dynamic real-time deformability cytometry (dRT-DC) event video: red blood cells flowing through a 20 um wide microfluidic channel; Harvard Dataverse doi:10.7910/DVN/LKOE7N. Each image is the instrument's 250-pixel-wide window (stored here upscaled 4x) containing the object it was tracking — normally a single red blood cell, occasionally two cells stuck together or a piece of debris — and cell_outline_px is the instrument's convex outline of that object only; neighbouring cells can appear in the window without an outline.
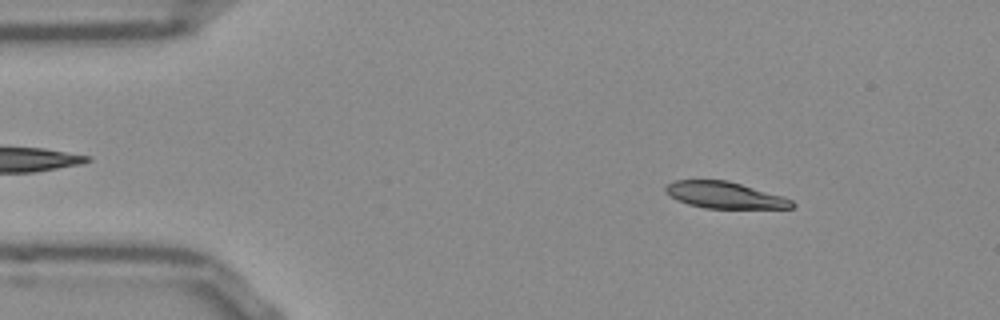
{"species": "Egyptian fruit bat (a non-hibernating species)", "species_latin": "Rousettus aegyptiacus", "temperature_condition": "room temperature", "stored_images_in_passage": 52, "segment_of_instrument_passage": [1, 2], "camera_frame_rate_fps": 3000, "um_per_image_px": 0.085, "frame": {"image": 1, "passage_image": 6, "time_ms": 1.667, "image_size_px": [1000, 320], "cell_outline_px": [[796, 204], [792, 208], [704, 208], [688, 204], [676, 200], [664, 188], [668, 184], [676, 180], [728, 180], [784, 196], [792, 200]], "centroid_in_image_um": [61.64, 16.58], "position_along_channel_um": 23.4, "area_um2": 19.48}}
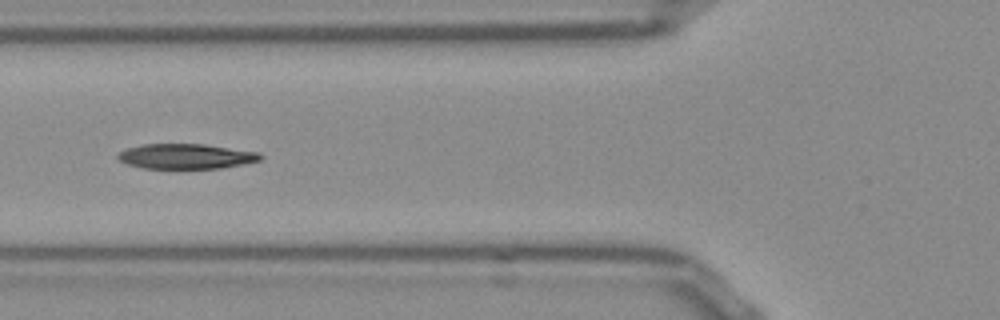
{"frame": {"image": 2, "passage_image": 18, "time_ms": 5.667, "image_size_px": [1000, 320], "cell_outline_px": [[264, 156], [260, 160], [244, 164], [220, 168], [144, 168], [128, 164], [120, 160], [116, 156], [120, 152], [128, 148], [144, 144], [204, 144], [260, 152]], "centroid_in_image_um": [15.86, 13.28], "position_along_channel_um": 109.9, "area_um2": 20.69}}
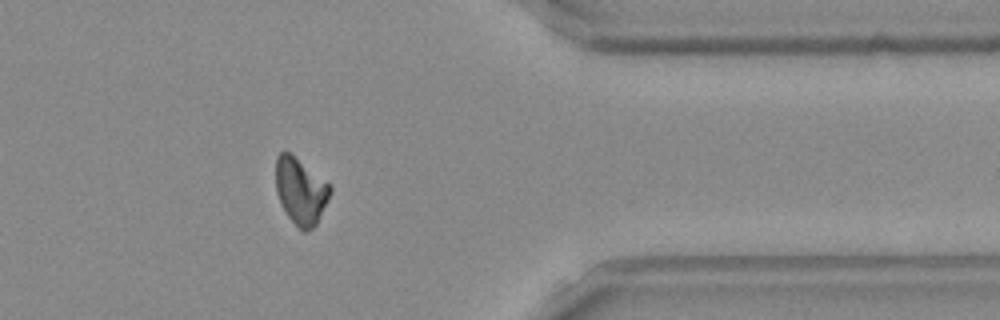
{"frame": {"image": 3, "passage_image": 41, "time_ms": 13.333, "image_size_px": [1000, 320], "cell_outline_px": [[332, 192], [316, 224], [312, 228], [304, 232], [288, 216], [276, 192], [276, 156], [280, 152], [288, 152], [332, 184]], "centroid_in_image_um": [25.58, 16.22], "position_along_channel_um": 385.8, "area_um2": 20.81}}